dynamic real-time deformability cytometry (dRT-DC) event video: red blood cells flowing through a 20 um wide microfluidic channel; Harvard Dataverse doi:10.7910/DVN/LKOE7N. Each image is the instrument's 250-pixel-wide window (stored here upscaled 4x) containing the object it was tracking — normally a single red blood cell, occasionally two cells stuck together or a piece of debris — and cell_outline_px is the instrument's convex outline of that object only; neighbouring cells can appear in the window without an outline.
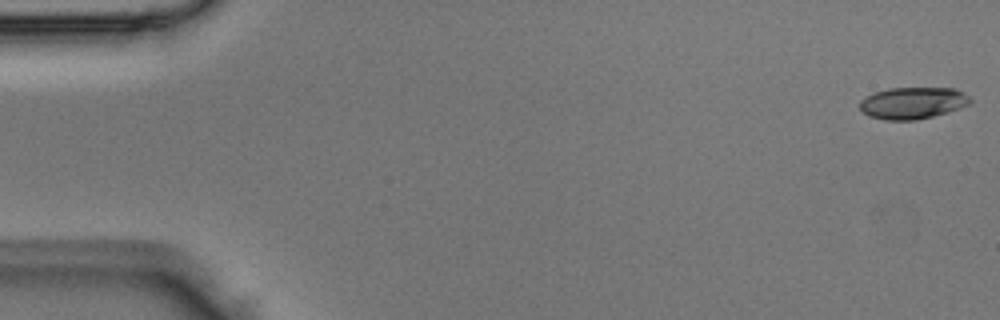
{"species": "Egyptian fruit bat (a non-hibernating species)", "species_latin": "Rousettus aegyptiacus", "temperature_condition": "room temperature", "stored_images_in_passage": 50, "camera_frame_rate_fps": 3000, "um_per_image_px": 0.085, "animal": {"sex": "male"}, "frame": {"image": 1, "passage_image": 1, "time_ms": 0.0, "image_size_px": [1000, 320], "cell_outline_px": [[972, 100], [968, 104], [948, 112], [916, 120], [884, 120], [868, 116], [860, 108], [860, 100], [872, 92], [888, 88], [956, 88], [968, 96]], "centroid_in_image_um": [77.54, 8.75], "position_along_channel_um": 7.5, "area_um2": 20.46}}
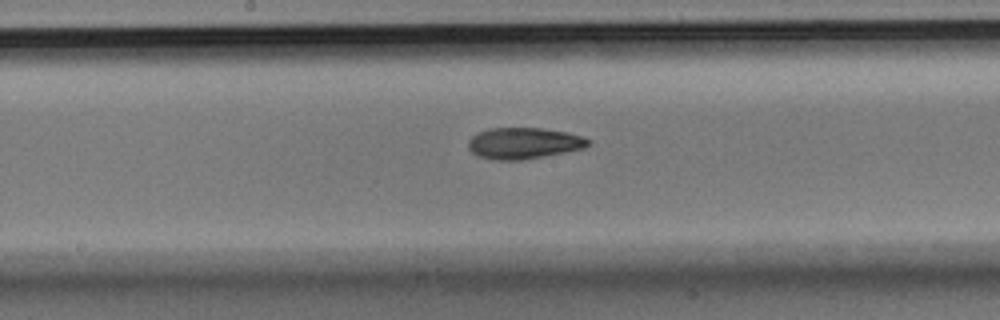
{"frame": {"image": 2, "passage_image": 26, "time_ms": 8.333, "image_size_px": [1000, 320], "cell_outline_px": [[592, 144], [584, 148], [524, 160], [492, 160], [476, 156], [468, 148], [468, 140], [472, 136], [488, 128], [540, 128], [568, 132], [584, 136], [592, 140]], "centroid_in_image_um": [44.54, 12.18], "position_along_channel_um": 203.7, "area_um2": 22.14}}
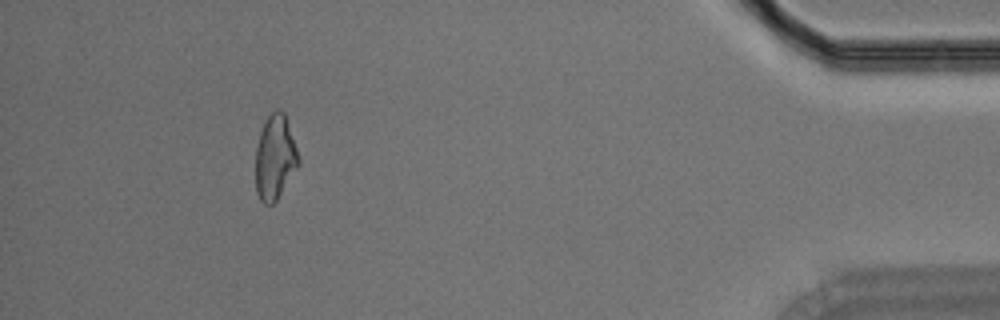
{"frame": {"image": 3, "passage_image": 46, "time_ms": 15.0, "image_size_px": [1000, 320], "cell_outline_px": [[300, 164], [276, 200], [272, 204], [264, 204], [260, 200], [256, 192], [256, 148], [260, 132], [264, 120], [276, 108], [280, 108], [284, 112], [300, 160]], "centroid_in_image_um": [23.37, 13.37], "position_along_channel_um": 411.8, "area_um2": 21.1}}